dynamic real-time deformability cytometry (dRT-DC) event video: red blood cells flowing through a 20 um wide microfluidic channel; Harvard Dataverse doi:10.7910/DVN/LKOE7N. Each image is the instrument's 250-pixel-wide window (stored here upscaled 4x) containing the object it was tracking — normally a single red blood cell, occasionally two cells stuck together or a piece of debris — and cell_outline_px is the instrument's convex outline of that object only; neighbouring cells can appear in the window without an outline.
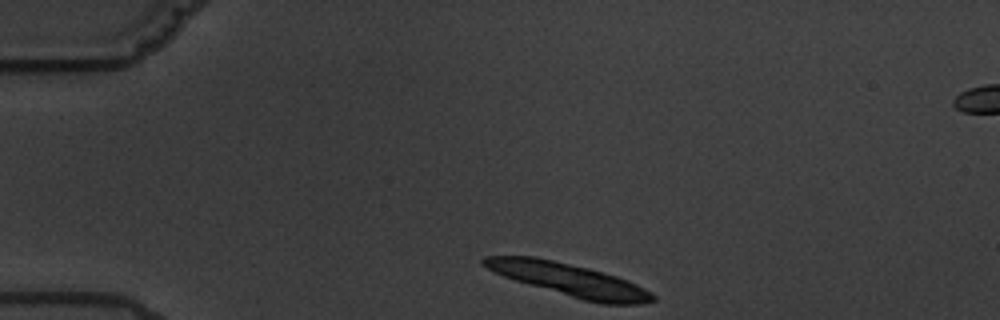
{"species": "common noctule bat (a hibernating species)", "species_latin": "Nyctalus noctula", "temperature_condition": "warm", "stored_images_in_passage": 3, "camera_frame_rate_fps": 3000, "um_per_image_px": 0.085, "animal": {"sex": "male", "body_mass_g": 19.5, "forearm_length_mm": 54.6}, "frame": {"image": 1, "passage_image": 1, "time_ms": 0.0, "image_size_px": [1000, 320], "cell_outline_px": [[656, 300], [640, 304], [600, 304], [584, 300], [516, 280], [504, 276], [488, 268], [480, 260], [484, 256], [532, 256], [552, 260], [588, 268], [616, 276], [628, 280], [652, 292], [656, 296]], "centroid_in_image_um": [48.44, 23.78], "position_along_channel_um": 36.6, "area_um2": 31.56}}